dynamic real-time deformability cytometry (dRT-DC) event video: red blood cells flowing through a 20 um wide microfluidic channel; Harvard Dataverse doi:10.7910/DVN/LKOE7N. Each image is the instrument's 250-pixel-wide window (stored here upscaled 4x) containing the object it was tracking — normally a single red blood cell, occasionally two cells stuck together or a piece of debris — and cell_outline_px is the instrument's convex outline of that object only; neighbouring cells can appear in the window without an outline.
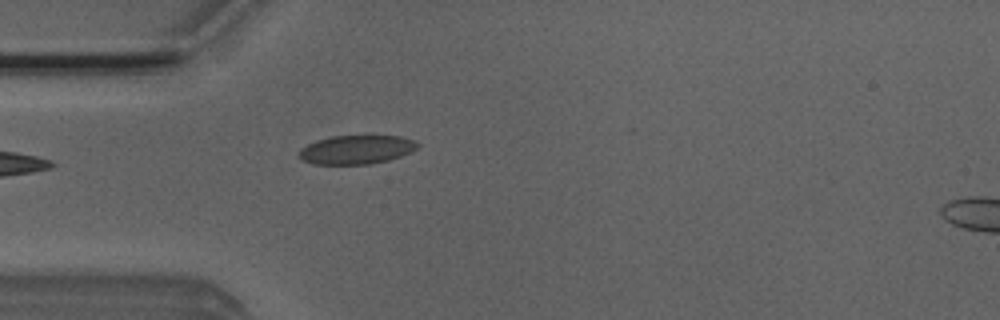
{"species": "Egyptian fruit bat (a non-hibernating species)", "species_latin": "Rousettus aegyptiacus", "temperature_condition": "room temperature", "stored_images_in_passage": 23, "camera_frame_rate_fps": 3000, "um_per_image_px": 0.085, "animal": {"sex": "male"}, "frame": {"image": 1, "passage_image": 1, "time_ms": 0.0, "image_size_px": [1000, 320], "cell_outline_px": [[420, 144], [412, 152], [388, 160], [368, 164], [312, 164], [304, 160], [300, 156], [300, 148], [316, 140], [332, 136], [364, 132], [372, 132], [400, 136], [412, 140]], "centroid_in_image_um": [30.34, 12.65], "position_along_channel_um": 54.7, "area_um2": 20.81}}
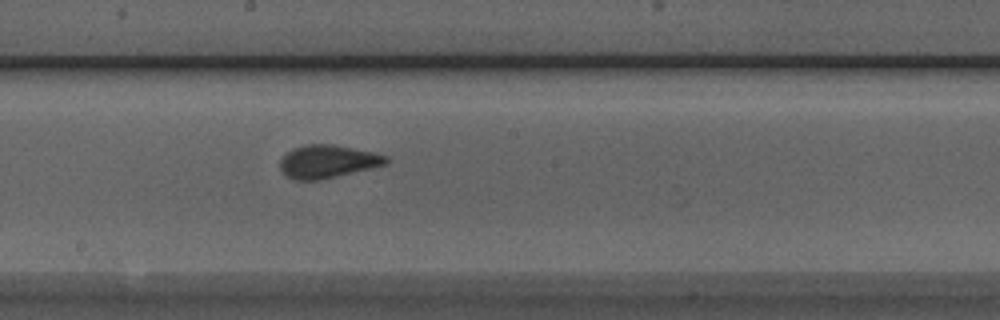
{"frame": {"image": 2, "passage_image": 14, "time_ms": 4.333, "image_size_px": [1000, 320], "cell_outline_px": [[388, 164], [372, 168], [320, 180], [296, 180], [288, 176], [280, 168], [280, 160], [292, 148], [304, 144], [332, 144], [372, 152], [388, 156]], "centroid_in_image_um": [27.86, 13.72], "position_along_channel_um": 220.3, "area_um2": 20.29}}
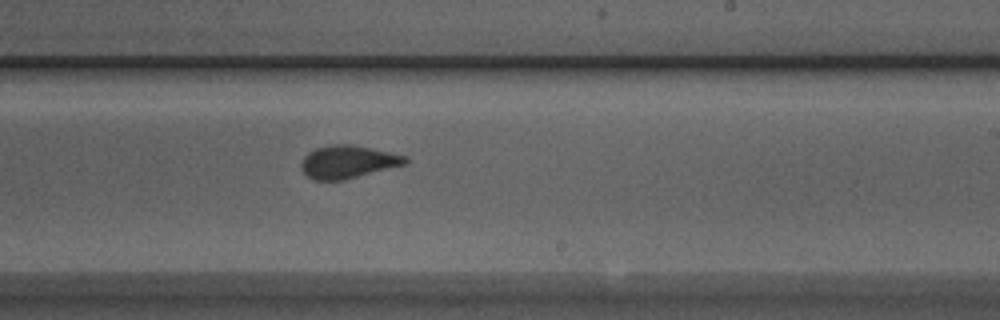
{"frame": {"image": 3, "passage_image": 17, "time_ms": 5.333, "image_size_px": [1000, 320], "cell_outline_px": [[408, 164], [344, 180], [312, 180], [300, 168], [300, 164], [304, 156], [308, 152], [316, 148], [332, 144], [352, 144], [372, 148], [408, 156]], "centroid_in_image_um": [29.59, 13.75], "position_along_channel_um": 259.4, "area_um2": 20.17}}